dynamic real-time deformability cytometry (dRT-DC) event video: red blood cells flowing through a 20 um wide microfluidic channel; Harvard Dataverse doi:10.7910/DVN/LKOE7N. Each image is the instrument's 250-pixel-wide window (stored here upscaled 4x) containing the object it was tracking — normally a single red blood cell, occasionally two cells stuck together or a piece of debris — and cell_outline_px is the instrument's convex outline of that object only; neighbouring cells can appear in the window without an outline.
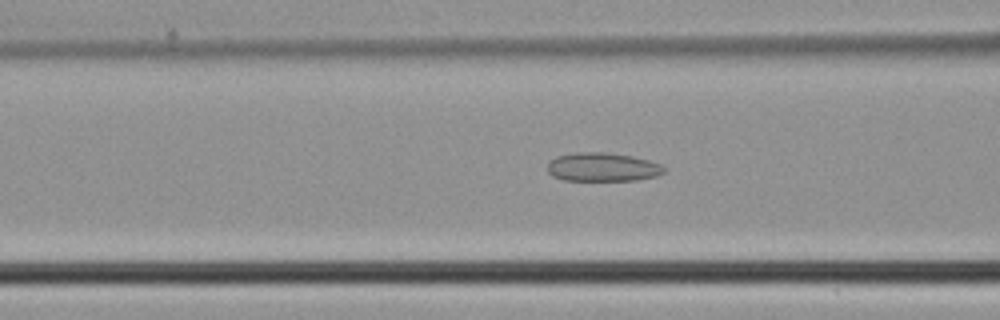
{"species": "common noctule bat (a hibernating species)", "species_latin": "Nyctalus noctula", "temperature_condition": "cold", "stored_images_in_passage": 47, "camera_frame_rate_fps": 3000, "um_per_image_px": 0.085, "animal": {"sex": "male", "body_mass_g": 21.5, "forearm_length_mm": 52.0}, "frame": {"image": 1, "passage_image": 19, "time_ms": 6.0, "image_size_px": [1000, 320], "cell_outline_px": [[664, 172], [656, 176], [636, 180], [564, 180], [552, 176], [548, 172], [548, 164], [556, 156], [576, 152], [604, 152], [632, 156], [648, 160], [660, 164], [664, 168]], "centroid_in_image_um": [51.2, 14.2], "position_along_channel_um": 115.4, "area_um2": 19.36}}
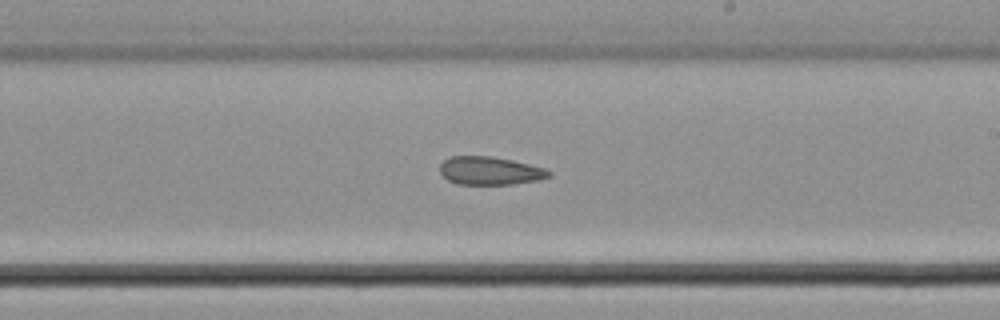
{"frame": {"image": 2, "passage_image": 28, "time_ms": 9.0, "image_size_px": [1000, 320], "cell_outline_px": [[552, 176], [540, 180], [512, 184], [456, 184], [448, 180], [440, 172], [440, 164], [444, 160], [452, 156], [488, 156], [512, 160], [544, 168], [552, 172]], "centroid_in_image_um": [41.66, 14.52], "position_along_channel_um": 247.3, "area_um2": 17.86}}
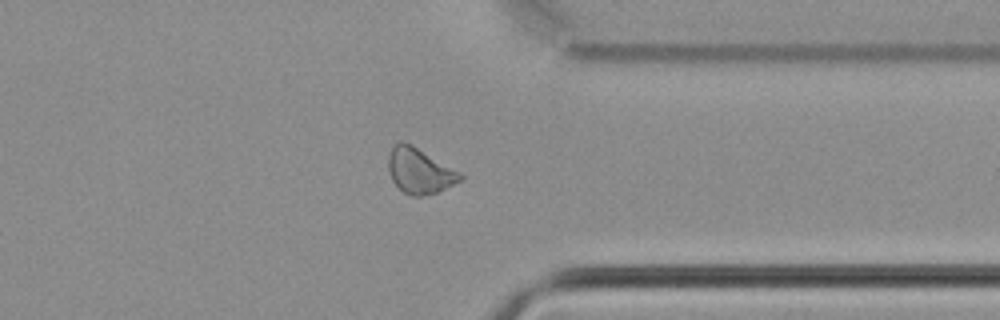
{"frame": {"image": 3, "passage_image": 37, "time_ms": 12.0, "image_size_px": [1000, 320], "cell_outline_px": [[464, 180], [436, 192], [420, 196], [408, 196], [392, 180], [388, 168], [388, 156], [392, 148], [400, 140], [412, 144], [460, 172], [464, 176]], "centroid_in_image_um": [35.67, 14.52], "position_along_channel_um": 375.7, "area_um2": 18.96}}